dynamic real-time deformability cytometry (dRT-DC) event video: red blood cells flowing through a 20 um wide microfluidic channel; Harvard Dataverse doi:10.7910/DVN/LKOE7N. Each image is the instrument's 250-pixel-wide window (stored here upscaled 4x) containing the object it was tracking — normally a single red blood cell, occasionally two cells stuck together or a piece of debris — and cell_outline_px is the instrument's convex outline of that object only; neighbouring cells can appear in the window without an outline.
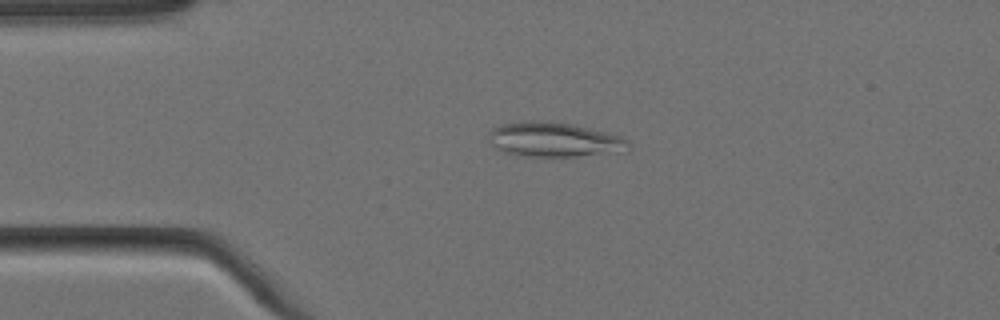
{"species": "Egyptian fruit bat (a non-hibernating species)", "species_latin": "Rousettus aegyptiacus", "temperature_condition": "cold", "stored_images_in_passage": 6, "camera_frame_rate_fps": 3000, "um_per_image_px": 0.085, "animal": {"sex": "female"}, "frame": {"image": 1, "passage_image": 3, "time_ms": 0.667, "image_size_px": [1000, 320], "cell_outline_px": [[628, 152], [576, 156], [516, 156], [504, 152], [496, 148], [488, 140], [488, 132], [492, 128], [500, 124], [524, 120], [540, 120], [568, 124], [604, 132], [620, 136], [628, 140]], "centroid_in_image_um": [47.05, 11.87], "position_along_channel_um": 38.0, "area_um2": 28.32}}